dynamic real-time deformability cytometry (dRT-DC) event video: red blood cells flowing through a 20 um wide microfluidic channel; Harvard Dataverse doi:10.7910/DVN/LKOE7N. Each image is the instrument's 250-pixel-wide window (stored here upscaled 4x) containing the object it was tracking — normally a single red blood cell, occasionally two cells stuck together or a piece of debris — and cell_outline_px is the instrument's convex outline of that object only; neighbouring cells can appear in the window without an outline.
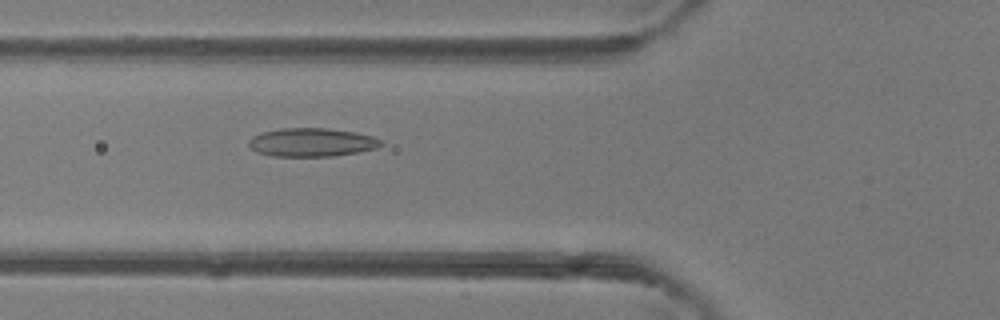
{"species": "common noctule bat (a hibernating species)", "species_latin": "Nyctalus noctula", "temperature_condition": "room temperature", "stored_images_in_passage": 41, "camera_frame_rate_fps": 3000, "um_per_image_px": 0.085, "animal": {"sex": "female"}, "frame": {"image": 1, "passage_image": 11, "time_ms": 3.333, "image_size_px": [1000, 320], "cell_outline_px": [[384, 144], [376, 148], [360, 152], [332, 156], [272, 156], [256, 152], [248, 144], [248, 140], [252, 136], [260, 132], [280, 128], [328, 128], [352, 132], [372, 136], [384, 140]], "centroid_in_image_um": [26.49, 12.09], "position_along_channel_um": 99.3, "area_um2": 22.14}}
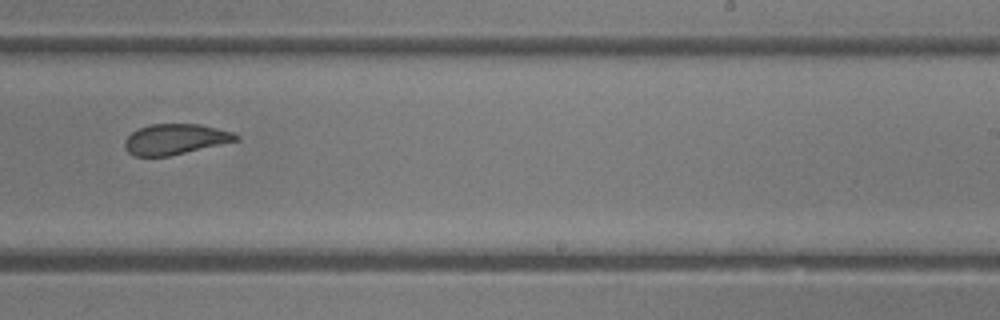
{"frame": {"image": 2, "passage_image": 23, "time_ms": 7.333, "image_size_px": [1000, 320], "cell_outline_px": [[240, 140], [168, 156], [136, 156], [128, 152], [124, 148], [124, 140], [132, 132], [148, 124], [200, 124], [232, 132], [240, 136]], "centroid_in_image_um": [14.89, 11.83], "position_along_channel_um": 274.1, "area_um2": 19.71}}
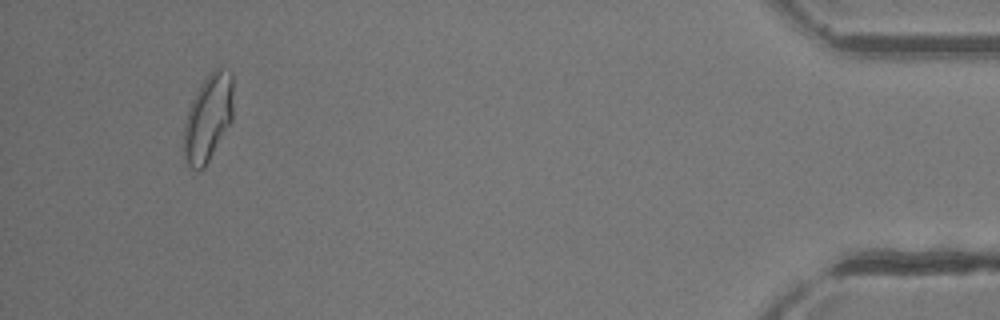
{"frame": {"image": 3, "passage_image": 38, "time_ms": 12.333, "image_size_px": [1000, 320], "cell_outline_px": [[232, 120], [204, 168], [196, 172], [184, 160], [184, 124], [188, 108], [196, 92], [212, 68], [220, 64], [232, 72]], "centroid_in_image_um": [17.69, 9.97], "position_along_channel_um": 417.5, "area_um2": 25.26}, "authors_computed_cell_mechanics": {"area_um2": 22.1374, "velocity_mm_per_s": 4.362, "shape_relaxation_time_tau1_ms": 6.4029, "shape_relaxation_time_tau2_ms": 1.6798, "deformation_change_tau1": 0.1621, "deformation_change_tau2": 0.0759}}